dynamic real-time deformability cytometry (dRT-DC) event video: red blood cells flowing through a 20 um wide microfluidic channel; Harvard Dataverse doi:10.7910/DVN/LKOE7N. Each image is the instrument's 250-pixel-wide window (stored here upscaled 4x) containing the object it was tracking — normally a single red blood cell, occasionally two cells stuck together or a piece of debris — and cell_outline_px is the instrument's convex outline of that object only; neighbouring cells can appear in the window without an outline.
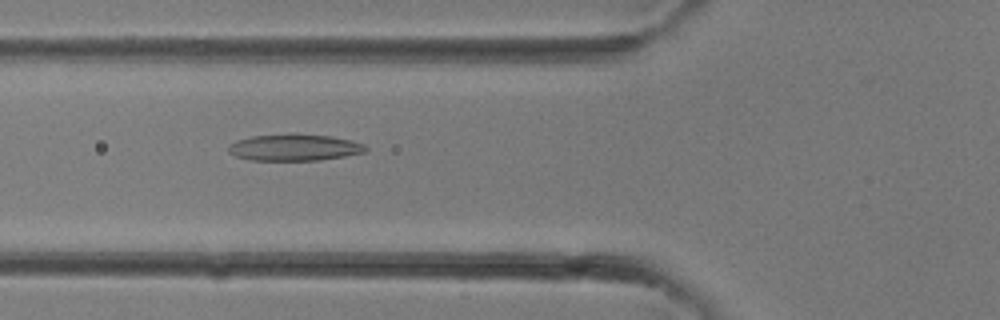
{"species": "common noctule bat (a hibernating species)", "species_latin": "Nyctalus noctula", "temperature_condition": "room temperature", "stored_images_in_passage": 26, "camera_frame_rate_fps": 3000, "um_per_image_px": 0.085, "animal": {"sex": "female"}, "frame": {"image": 1, "passage_image": 5, "time_ms": 1.333, "image_size_px": [1000, 320], "cell_outline_px": [[368, 148], [364, 152], [344, 156], [320, 160], [252, 160], [236, 156], [228, 152], [228, 144], [236, 140], [252, 136], [292, 132], [296, 132], [332, 136], [352, 140], [364, 144]], "centroid_in_image_um": [25.01, 12.5], "position_along_channel_um": 100.8, "area_um2": 21.73}}
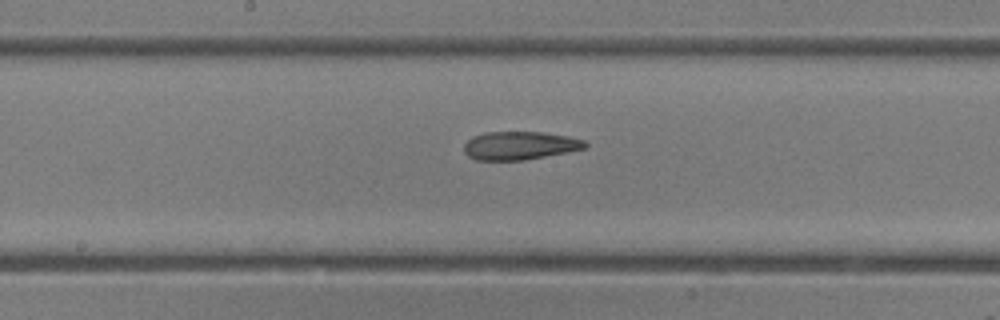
{"frame": {"image": 2, "passage_image": 10, "time_ms": 3.0, "image_size_px": [1000, 320], "cell_outline_px": [[588, 148], [568, 152], [524, 160], [476, 160], [468, 156], [464, 152], [464, 144], [472, 136], [484, 132], [544, 132], [568, 136], [584, 140], [588, 144]], "centroid_in_image_um": [44.19, 12.37], "position_along_channel_um": 204.0, "area_um2": 20.11}}
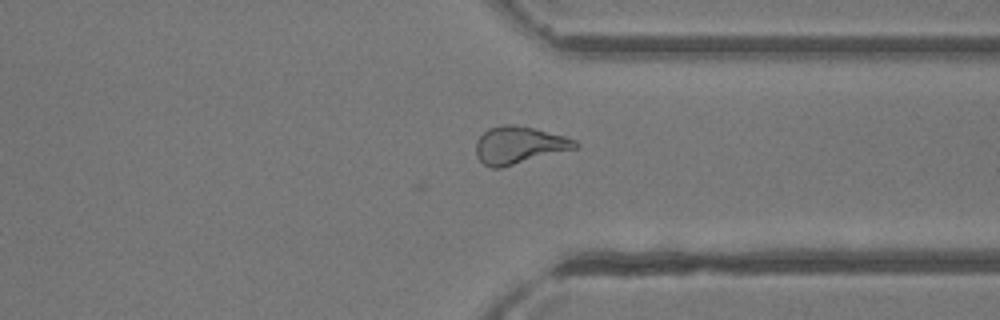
{"frame": {"image": 3, "passage_image": 18, "time_ms": 5.667, "image_size_px": [1000, 320], "cell_outline_px": [[580, 148], [500, 168], [488, 168], [476, 156], [476, 140], [488, 128], [504, 124], [512, 124], [532, 128], [564, 136], [576, 140], [580, 144]], "centroid_in_image_um": [44.13, 12.35], "position_along_channel_um": 367.3, "area_um2": 21.79}}